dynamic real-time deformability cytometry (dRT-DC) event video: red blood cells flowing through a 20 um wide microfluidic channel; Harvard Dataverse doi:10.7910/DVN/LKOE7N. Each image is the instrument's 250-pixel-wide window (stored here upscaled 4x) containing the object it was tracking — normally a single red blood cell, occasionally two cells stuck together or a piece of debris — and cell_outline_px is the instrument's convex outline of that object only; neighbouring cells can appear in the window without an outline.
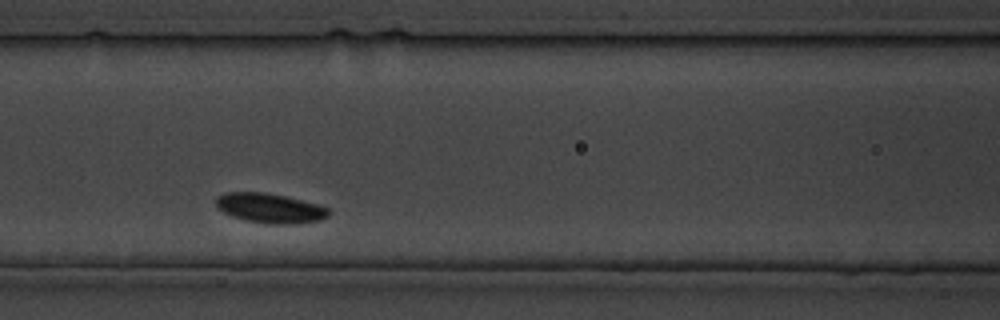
{"species": "common noctule bat (a hibernating species)", "species_latin": "Nyctalus noctula", "temperature_condition": "cold", "stored_images_in_passage": 21, "camera_frame_rate_fps": 3000, "um_per_image_px": 0.085, "animal": {"sex": "male", "body_mass_g": 19.5, "forearm_length_mm": 54.6}, "frame": {"image": 1, "passage_image": 7, "time_ms": 6.667, "image_size_px": [1000, 320], "cell_outline_px": [[328, 216], [320, 220], [292, 224], [272, 224], [244, 220], [232, 216], [216, 208], [216, 196], [224, 192], [264, 192], [284, 196], [316, 204], [328, 208]], "centroid_in_image_um": [22.88, 17.69], "position_along_channel_um": 143.7, "area_um2": 19.36}}
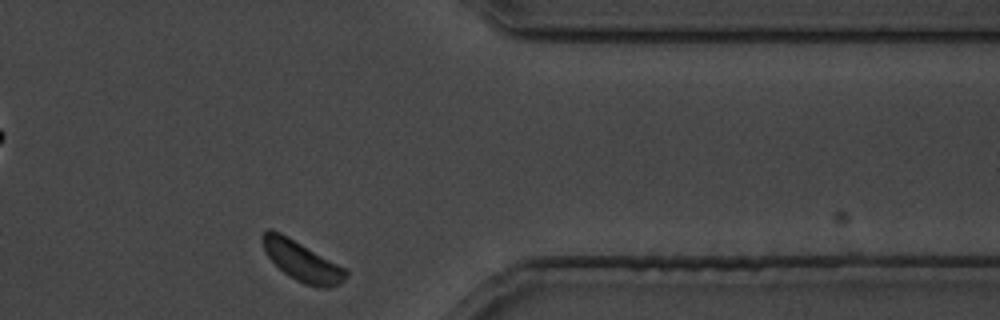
{"frame": {"image": 2, "passage_image": 21, "time_ms": 24.667, "image_size_px": [1000, 320], "cell_outline_px": [[348, 276], [340, 284], [328, 288], [316, 288], [304, 284], [288, 276], [268, 256], [264, 248], [260, 236], [268, 228], [280, 232], [288, 236], [348, 268]], "centroid_in_image_um": [25.72, 22.21], "position_along_channel_um": 385.7, "area_um2": 19.71}}